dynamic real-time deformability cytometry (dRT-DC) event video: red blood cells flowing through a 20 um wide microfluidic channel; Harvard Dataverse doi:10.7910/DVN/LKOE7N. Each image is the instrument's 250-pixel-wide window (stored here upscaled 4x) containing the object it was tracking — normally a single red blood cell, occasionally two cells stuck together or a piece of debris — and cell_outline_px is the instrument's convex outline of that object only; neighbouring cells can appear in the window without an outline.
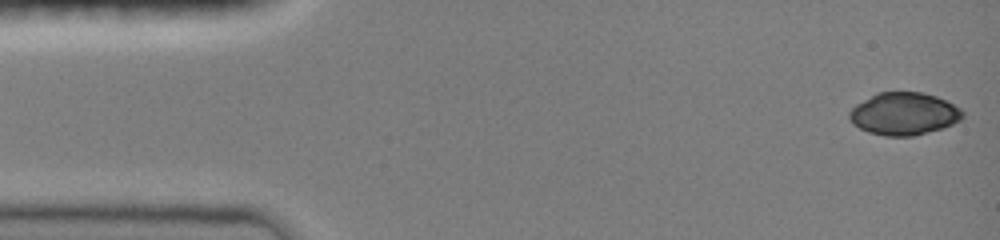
{"species": "common noctule bat (a hibernating species)", "species_latin": "Nyctalus noctula", "temperature_condition": "room temperature", "stored_images_in_passage": 26, "camera_frame_rate_fps": 3000, "um_per_image_px": 0.085, "animal": {"sex": "female", "body_mass_g": 19.0, "forearm_length_mm": 51.5}, "frame": {"image": 1, "passage_image": 1, "time_ms": 0.0, "image_size_px": [1000, 240], "cell_outline_px": [[964, 116], [960, 120], [944, 128], [912, 136], [884, 136], [868, 132], [852, 124], [848, 116], [848, 112], [856, 104], [876, 92], [920, 92], [936, 96], [960, 108], [964, 112]], "centroid_in_image_um": [76.81, 9.67], "position_along_channel_um": 8.2, "area_um2": 28.15}}
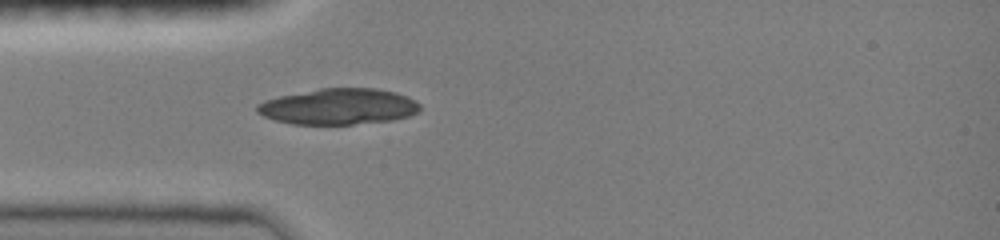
{"frame": {"image": 2, "passage_image": 12, "time_ms": 4.0, "image_size_px": [1000, 240], "cell_outline_px": [[420, 108], [416, 112], [408, 116], [392, 120], [352, 124], [292, 124], [276, 120], [264, 116], [256, 112], [256, 104], [264, 100], [280, 96], [320, 88], [376, 88], [396, 92], [408, 96], [416, 100], [420, 104]], "centroid_in_image_um": [28.78, 9.05], "position_along_channel_um": 56.2, "area_um2": 34.16}}